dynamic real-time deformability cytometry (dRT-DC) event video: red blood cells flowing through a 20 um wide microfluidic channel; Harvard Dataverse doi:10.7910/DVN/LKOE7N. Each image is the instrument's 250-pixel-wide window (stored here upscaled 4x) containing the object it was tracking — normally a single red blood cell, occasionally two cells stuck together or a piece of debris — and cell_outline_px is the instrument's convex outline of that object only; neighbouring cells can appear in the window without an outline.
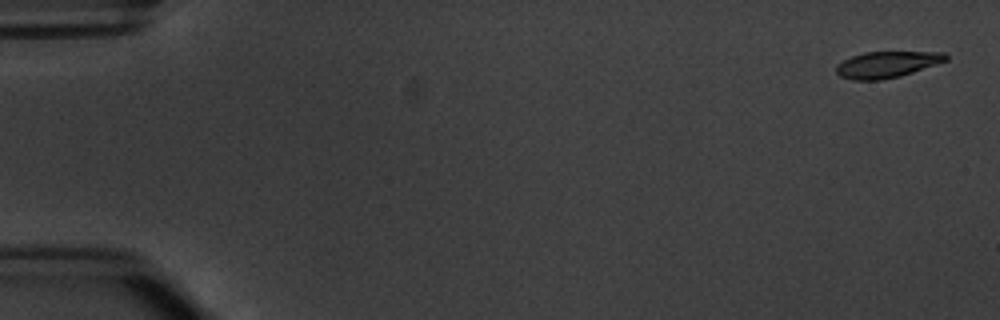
{"species": "common noctule bat (a hibernating species)", "species_latin": "Nyctalus noctula", "temperature_condition": "warm", "stored_images_in_passage": 4, "camera_frame_rate_fps": 3000, "um_per_image_px": 0.085, "animal": {"sex": "male", "body_mass_g": 20.1, "forearm_length_mm": 53.5}, "frame": {"image": 1, "passage_image": 1, "time_ms": 0.0, "image_size_px": [1000, 320], "cell_outline_px": [[948, 60], [900, 76], [880, 80], [852, 80], [840, 76], [836, 72], [836, 64], [852, 56], [864, 52], [944, 52], [948, 56]], "centroid_in_image_um": [75.37, 5.48], "position_along_channel_um": 9.6, "area_um2": 16.7}}